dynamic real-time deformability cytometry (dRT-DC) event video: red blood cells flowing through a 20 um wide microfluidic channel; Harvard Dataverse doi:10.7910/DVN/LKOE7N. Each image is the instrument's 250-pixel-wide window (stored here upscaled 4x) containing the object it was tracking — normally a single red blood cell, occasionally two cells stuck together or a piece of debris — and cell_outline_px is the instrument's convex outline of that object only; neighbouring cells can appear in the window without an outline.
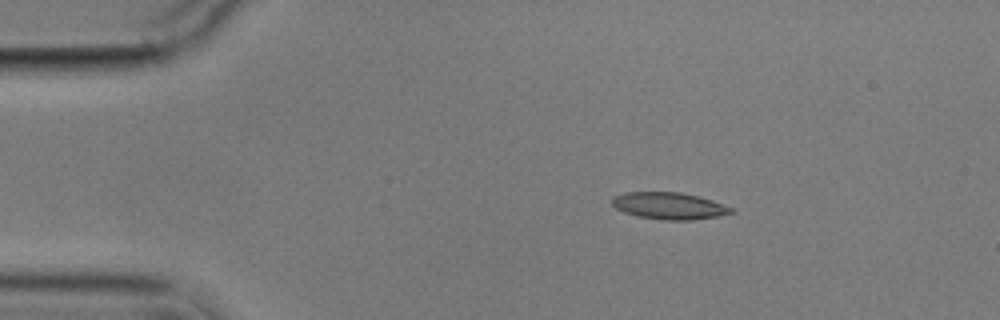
{"species": "common noctule bat (a hibernating species)", "species_latin": "Nyctalus noctula", "temperature_condition": "cold", "stored_images_in_passage": 4, "segment_of_instrument_passage": [1, 2], "camera_frame_rate_fps": 3000, "um_per_image_px": 0.085, "animal": {"sex": "male", "body_mass_g": 17.9}, "frame": {"image": 1, "passage_image": 1, "time_ms": 0.0, "image_size_px": [1000, 320], "cell_outline_px": [[736, 212], [716, 216], [692, 220], [664, 220], [640, 216], [624, 212], [616, 208], [612, 204], [612, 196], [624, 192], [680, 192], [700, 196], [712, 200], [732, 208]], "centroid_in_image_um": [56.87, 17.48], "position_along_channel_um": 28.1, "area_um2": 18.61}}
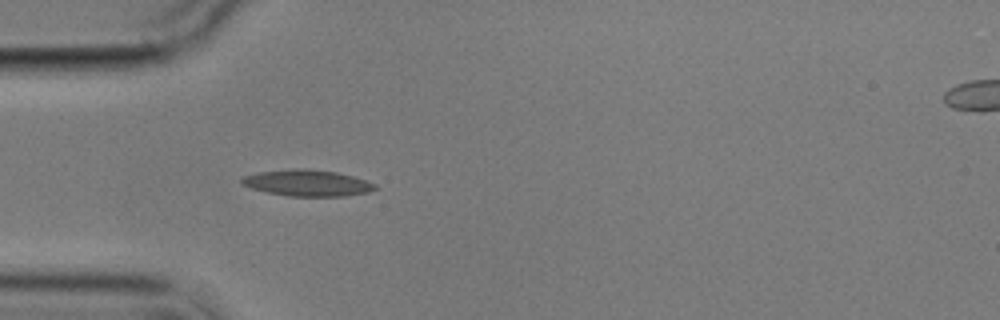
{"frame": {"image": 2, "passage_image": 3, "time_ms": 2.333, "image_size_px": [1000, 320], "cell_outline_px": [[376, 188], [368, 192], [344, 196], [288, 196], [268, 192], [252, 188], [240, 184], [240, 180], [244, 176], [260, 172], [296, 168], [308, 168], [336, 172], [352, 176], [376, 184]], "centroid_in_image_um": [26.11, 15.55], "position_along_channel_um": 58.9, "area_um2": 20.29}}